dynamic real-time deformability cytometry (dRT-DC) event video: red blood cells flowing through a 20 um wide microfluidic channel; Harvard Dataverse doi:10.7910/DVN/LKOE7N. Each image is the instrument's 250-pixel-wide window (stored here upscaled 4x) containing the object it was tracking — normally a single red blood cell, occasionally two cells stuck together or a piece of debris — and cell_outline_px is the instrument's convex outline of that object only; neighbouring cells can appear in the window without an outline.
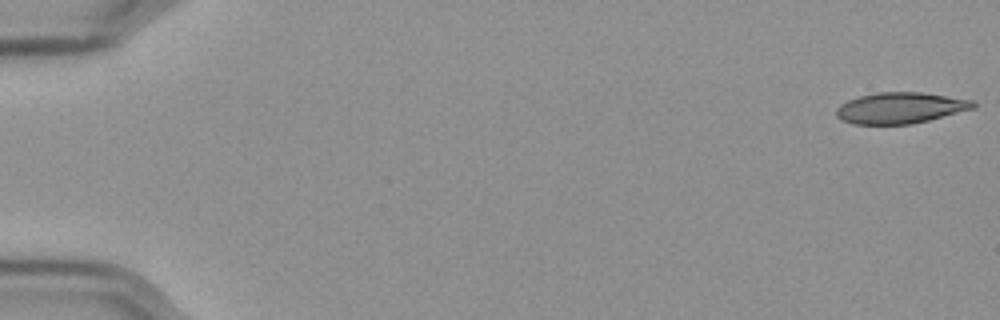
{"species": "Egyptian fruit bat (a non-hibernating species)", "species_latin": "Rousettus aegyptiacus", "temperature_condition": "cold", "stored_images_in_passage": 52, "camera_frame_rate_fps": 3000, "um_per_image_px": 0.085, "frame": {"image": 1, "passage_image": 1, "time_ms": 0.0, "image_size_px": [1000, 320], "cell_outline_px": [[976, 108], [912, 124], [852, 124], [840, 120], [836, 116], [836, 108], [840, 104], [848, 100], [860, 96], [876, 92], [920, 92], [972, 100], [976, 104]], "centroid_in_image_um": [76.5, 9.18], "position_along_channel_um": 8.5, "area_um2": 24.8}}
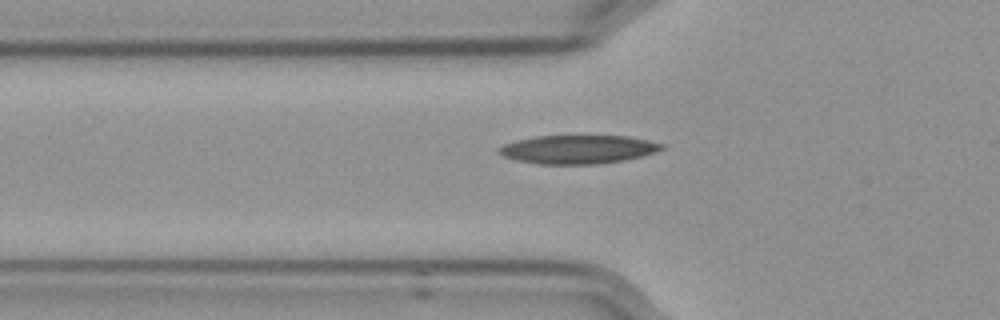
{"frame": {"image": 2, "passage_image": 20, "time_ms": 6.333, "image_size_px": [1000, 320], "cell_outline_px": [[664, 148], [656, 152], [624, 160], [600, 164], [536, 164], [516, 160], [504, 156], [496, 152], [496, 148], [504, 144], [516, 140], [536, 136], [628, 136], [648, 140], [664, 144]], "centroid_in_image_um": [49.1, 12.7], "position_along_channel_um": 76.7, "area_um2": 27.22}}
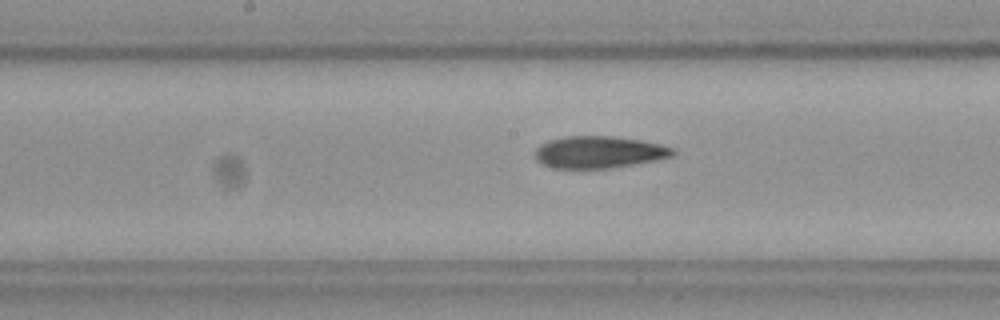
{"frame": {"image": 3, "passage_image": 30, "time_ms": 9.667, "image_size_px": [1000, 320], "cell_outline_px": [[676, 152], [672, 156], [656, 160], [612, 168], [556, 168], [540, 164], [536, 160], [532, 152], [540, 144], [548, 140], [564, 136], [612, 136], [640, 140], [660, 144], [672, 148]], "centroid_in_image_um": [50.85, 12.93], "position_along_channel_um": 197.4, "area_um2": 25.89}}